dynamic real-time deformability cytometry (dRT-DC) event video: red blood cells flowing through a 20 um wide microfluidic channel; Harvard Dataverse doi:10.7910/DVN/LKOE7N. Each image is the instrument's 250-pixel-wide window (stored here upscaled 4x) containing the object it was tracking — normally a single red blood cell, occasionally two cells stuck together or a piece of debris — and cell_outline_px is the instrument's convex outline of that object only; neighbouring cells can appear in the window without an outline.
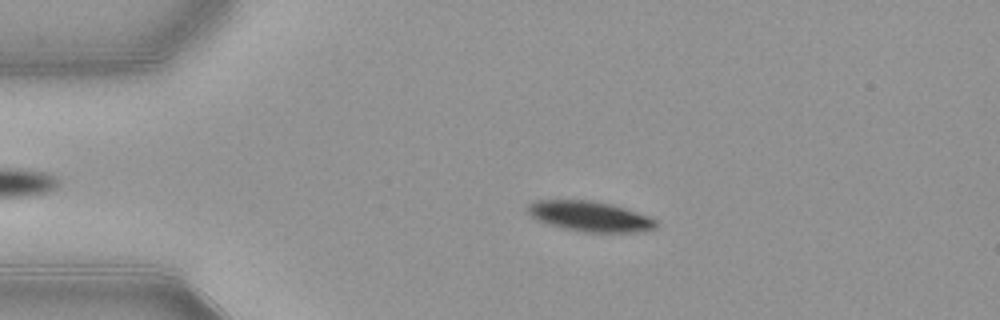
{"species": "common noctule bat (a hibernating species)", "species_latin": "Nyctalus noctula", "temperature_condition": "warm", "stored_images_in_passage": 47, "camera_frame_rate_fps": 3000, "um_per_image_px": 0.085, "animal": {"sex": "female", "body_mass_g": 21.9}, "frame": {"image": 1, "passage_image": 11, "time_ms": 3.333, "image_size_px": [1000, 320], "cell_outline_px": [[656, 228], [644, 232], [584, 232], [564, 228], [548, 224], [532, 216], [528, 212], [528, 204], [536, 200], [588, 200], [612, 204], [652, 216], [656, 220]], "centroid_in_image_um": [50.21, 18.39], "position_along_channel_um": 34.8, "area_um2": 22.66}}
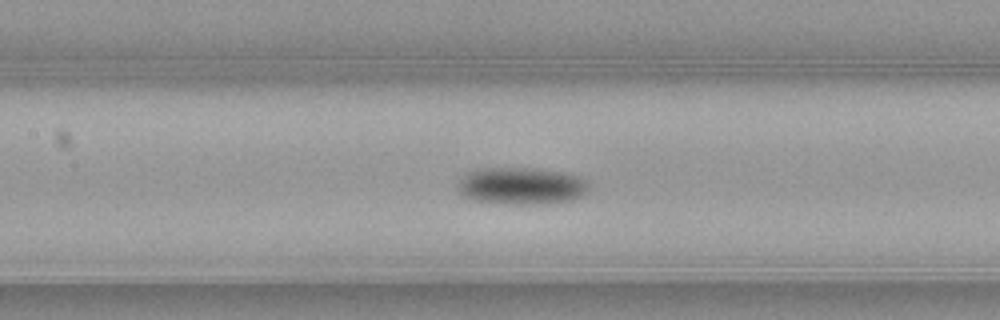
{"frame": {"image": 2, "passage_image": 24, "time_ms": 7.667, "image_size_px": [1000, 320], "cell_outline_px": [[588, 188], [580, 196], [572, 200], [528, 204], [520, 204], [476, 200], [464, 196], [456, 188], [456, 184], [468, 172], [476, 168], [532, 168], [564, 172], [580, 176], [588, 180]], "centroid_in_image_um": [44.31, 15.77], "position_along_channel_um": 163.1, "area_um2": 28.09}}
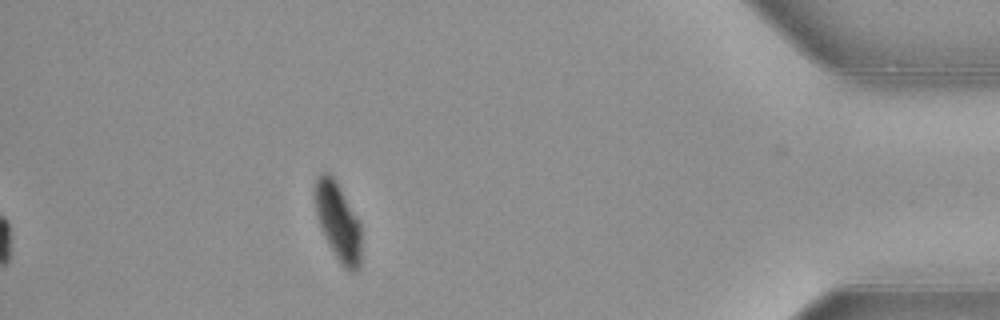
{"frame": {"image": 3, "passage_image": 47, "time_ms": 15.333, "image_size_px": [1000, 320], "cell_outline_px": [[360, 268], [356, 272], [348, 272], [340, 264], [328, 244], [320, 228], [316, 216], [312, 200], [312, 192], [316, 176], [320, 172], [328, 172], [336, 180], [356, 216], [360, 224]], "centroid_in_image_um": [28.67, 18.81], "position_along_channel_um": 406.5, "area_um2": 21.68}, "authors_computed_cell_mechanics": {"area_um2": 25.2586, "velocity_mm_per_s": 3.8747, "shape_relaxation_time_tau1_ms": 2.2564, "shape_relaxation_time_tau2_ms": null, "deformation_change_tau1": 0.1348, "deformation_change_tau2": null}}